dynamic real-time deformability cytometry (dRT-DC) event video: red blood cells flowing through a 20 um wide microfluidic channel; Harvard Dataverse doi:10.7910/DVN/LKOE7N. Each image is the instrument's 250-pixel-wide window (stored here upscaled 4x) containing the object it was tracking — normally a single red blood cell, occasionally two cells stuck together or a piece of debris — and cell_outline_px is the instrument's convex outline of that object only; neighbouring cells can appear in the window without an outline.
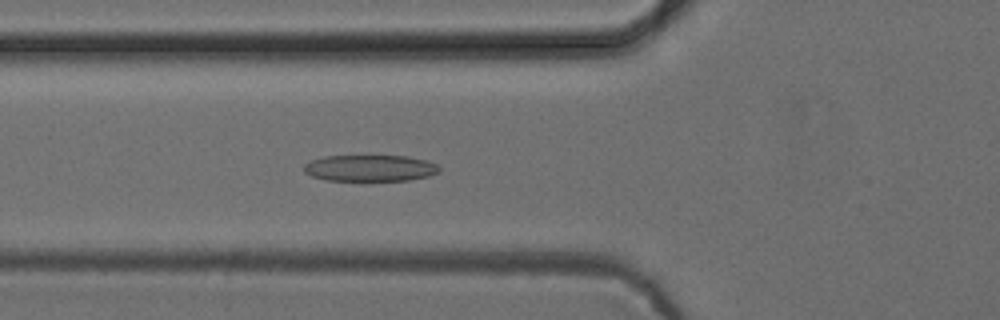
{"species": "common noctule bat (a hibernating species)", "species_latin": "Nyctalus noctula", "temperature_condition": "cold", "stored_images_in_passage": 51, "camera_frame_rate_fps": 3000, "um_per_image_px": 0.085, "animal": {"sex": "female", "body_mass_g": 24.6, "forearm_length_mm": 56.2}, "frame": {"image": 1, "passage_image": 18, "time_ms": 5.667, "image_size_px": [1000, 320], "cell_outline_px": [[440, 172], [428, 176], [408, 180], [328, 180], [312, 176], [304, 172], [304, 164], [312, 160], [324, 156], [408, 156], [424, 160], [436, 164], [440, 168]], "centroid_in_image_um": [31.45, 14.28], "position_along_channel_um": 94.3, "area_um2": 20.63}}
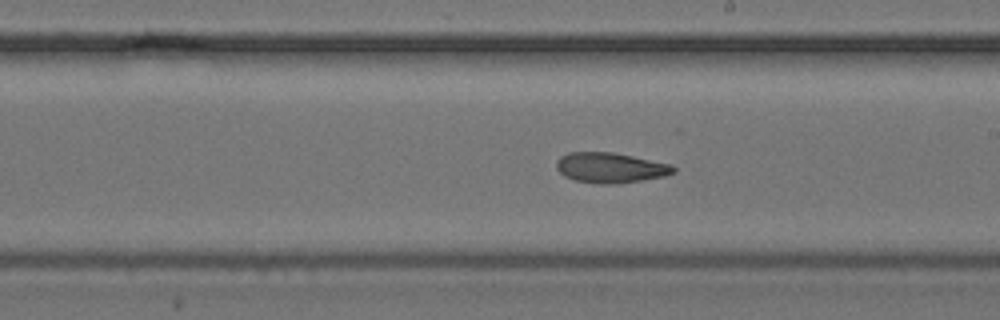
{"frame": {"image": 2, "passage_image": 29, "time_ms": 9.333, "image_size_px": [1000, 320], "cell_outline_px": [[676, 172], [664, 176], [620, 184], [596, 184], [576, 180], [564, 176], [556, 168], [556, 160], [560, 156], [568, 152], [612, 152], [672, 164], [676, 168]], "centroid_in_image_um": [51.88, 14.26], "position_along_channel_um": 237.1, "area_um2": 20.81}}
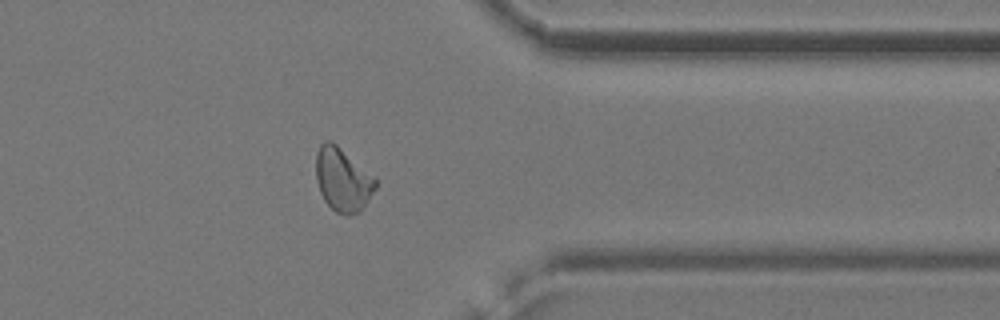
{"frame": {"image": 3, "passage_image": 41, "time_ms": 13.333, "image_size_px": [1000, 320], "cell_outline_px": [[376, 188], [364, 208], [348, 216], [344, 216], [336, 212], [324, 200], [320, 192], [316, 180], [316, 152], [320, 144], [324, 140], [332, 140], [372, 176], [376, 180]], "centroid_in_image_um": [29.1, 15.28], "position_along_channel_um": 382.3, "area_um2": 21.91}, "authors_computed_cell_mechanics": {"area_um2": 21.386, "velocity_mm_per_s": 3.8751, "shape_relaxation_time_tau1_ms": 8.5713, "shape_relaxation_time_tau2_ms": 2.6794, "deformation_change_tau1": 0.2229, "deformation_change_tau2": 0.0812}}